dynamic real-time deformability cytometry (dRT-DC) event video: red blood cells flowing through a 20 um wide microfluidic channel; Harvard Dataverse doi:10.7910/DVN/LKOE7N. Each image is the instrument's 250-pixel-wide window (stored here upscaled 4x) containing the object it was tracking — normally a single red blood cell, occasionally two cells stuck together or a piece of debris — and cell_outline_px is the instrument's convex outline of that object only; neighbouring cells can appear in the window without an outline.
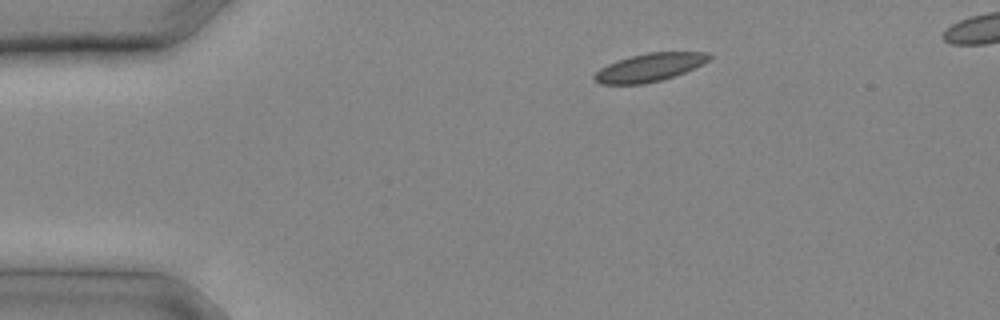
{"species": "common noctule bat (a hibernating species)", "species_latin": "Nyctalus noctula", "temperature_condition": "cold", "stored_images_in_passage": 9, "camera_frame_rate_fps": 3000, "um_per_image_px": 0.085, "animal": {"sex": "male", "body_mass_g": 20.4}, "frame": {"image": 1, "passage_image": 1, "time_ms": 0.0, "image_size_px": [1000, 320], "cell_outline_px": [[712, 56], [708, 60], [684, 72], [660, 80], [644, 84], [600, 84], [592, 76], [600, 68], [616, 60], [648, 52], [708, 52]], "centroid_in_image_um": [55.16, 5.72], "position_along_channel_um": 29.8, "area_um2": 18.5}}
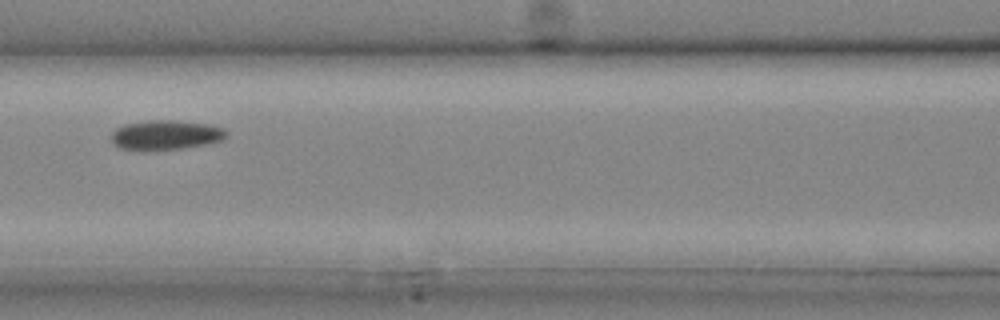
{"frame": {"image": 2, "passage_image": 8, "time_ms": 2.333, "image_size_px": [1000, 320], "cell_outline_px": [[228, 136], [224, 140], [184, 148], [144, 152], [120, 148], [112, 140], [112, 132], [116, 128], [128, 124], [148, 120], [176, 120], [208, 124], [224, 128], [228, 132]], "centroid_in_image_um": [14.12, 11.49], "position_along_channel_um": 152.5, "area_um2": 20.17}}